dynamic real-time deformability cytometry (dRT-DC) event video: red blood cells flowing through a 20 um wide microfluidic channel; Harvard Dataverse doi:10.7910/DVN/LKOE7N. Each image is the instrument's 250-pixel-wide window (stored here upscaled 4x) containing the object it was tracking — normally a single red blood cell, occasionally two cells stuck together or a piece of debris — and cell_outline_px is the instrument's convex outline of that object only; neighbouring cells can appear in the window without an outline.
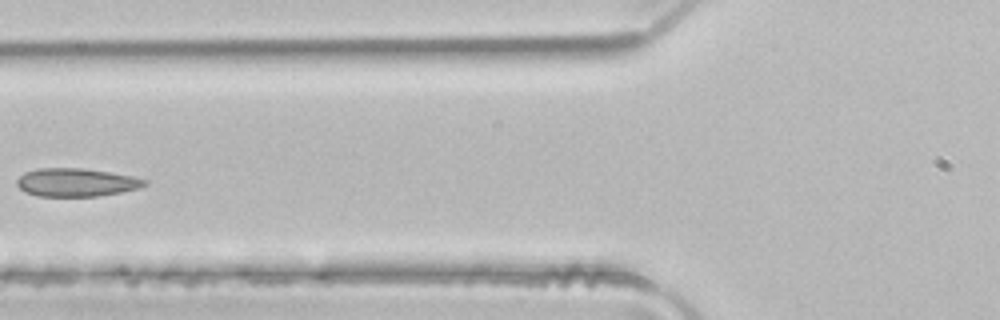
{"species": "common noctule bat (a hibernating species)", "species_latin": "Nyctalus noctula", "temperature_condition": "room temperature", "stored_images_in_passage": 5, "camera_frame_rate_fps": 3000, "um_per_image_px": 0.085, "animal": {"sex": "male", "body_mass_g": 21.5, "forearm_length_mm": 52.0}, "frame": {"image": 1, "passage_image": 5, "time_ms": 1.333, "image_size_px": [1000, 320], "cell_outline_px": [[148, 184], [136, 188], [120, 192], [96, 196], [36, 196], [24, 192], [16, 184], [16, 180], [24, 172], [36, 168], [80, 168], [108, 172], [132, 176], [148, 180]], "centroid_in_image_um": [6.43, 15.5], "position_along_channel_um": 119.4, "area_um2": 20.92}}